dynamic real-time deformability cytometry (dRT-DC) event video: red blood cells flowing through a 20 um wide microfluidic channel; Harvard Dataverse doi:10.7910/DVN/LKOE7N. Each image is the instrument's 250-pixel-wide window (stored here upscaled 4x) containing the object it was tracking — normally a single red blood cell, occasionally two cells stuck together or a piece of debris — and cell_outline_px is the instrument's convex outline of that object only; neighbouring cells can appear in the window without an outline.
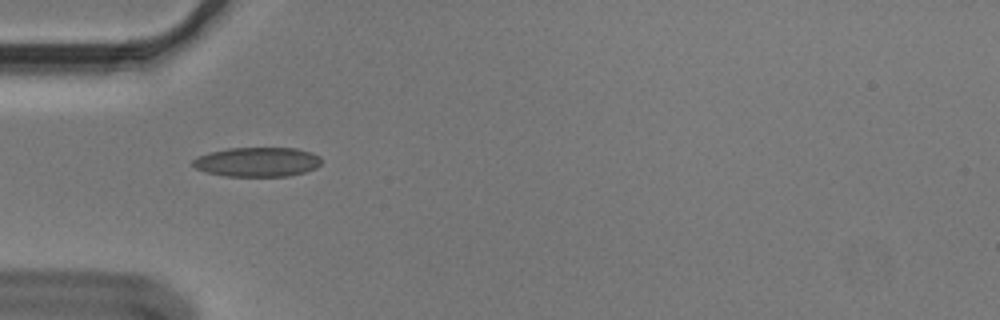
{"species": "Egyptian fruit bat (a non-hibernating species)", "species_latin": "Rousettus aegyptiacus", "temperature_condition": "cold", "stored_images_in_passage": 30, "camera_frame_rate_fps": 3000, "um_per_image_px": 0.085, "animal": {"sex": "male"}, "frame": {"image": 1, "passage_image": 1, "time_ms": 0.0, "image_size_px": [1000, 320], "cell_outline_px": [[320, 164], [316, 168], [304, 172], [288, 176], [224, 176], [208, 172], [196, 168], [192, 164], [192, 160], [196, 156], [208, 152], [228, 148], [296, 148], [312, 152], [320, 156]], "centroid_in_image_um": [21.86, 13.76], "position_along_channel_um": 63.1, "area_um2": 22.14}}
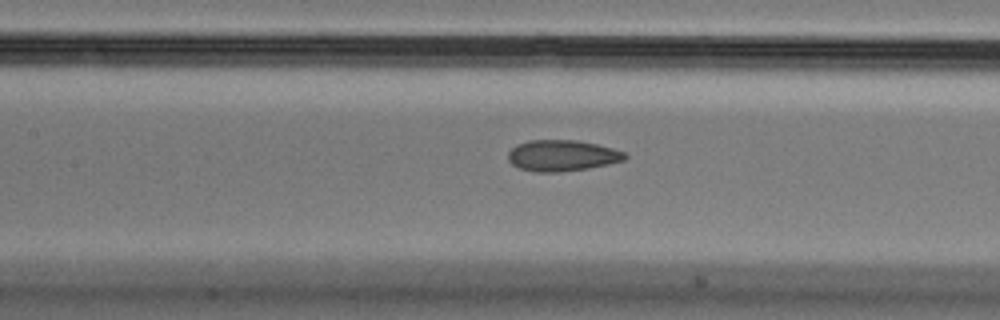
{"frame": {"image": 2, "passage_image": 9, "time_ms": 2.667, "image_size_px": [1000, 320], "cell_outline_px": [[628, 156], [624, 160], [608, 164], [588, 168], [556, 172], [536, 172], [520, 168], [512, 164], [508, 160], [508, 152], [516, 144], [528, 140], [576, 140], [596, 144], [612, 148], [624, 152]], "centroid_in_image_um": [47.75, 13.22], "position_along_channel_um": 159.6, "area_um2": 21.1}}
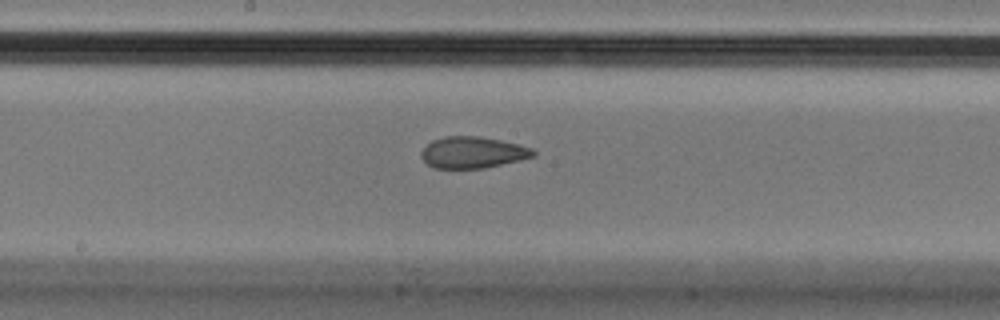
{"frame": {"image": 3, "passage_image": 13, "time_ms": 4.0, "image_size_px": [1000, 320], "cell_outline_px": [[536, 156], [520, 160], [484, 168], [432, 168], [420, 156], [420, 152], [432, 140], [444, 136], [480, 136], [500, 140], [532, 148], [536, 152]], "centroid_in_image_um": [40.17, 12.95], "position_along_channel_um": 208.0, "area_um2": 20.52}, "authors_computed_cell_mechanics": {"area_um2": 21.1259, "velocity_mm_per_s": 3.632, "shape_relaxation_time_tau1_ms": null, "shape_relaxation_time_tau2_ms": 2.2437, "deformation_change_tau1": null, "deformation_change_tau2": 0.0824}}